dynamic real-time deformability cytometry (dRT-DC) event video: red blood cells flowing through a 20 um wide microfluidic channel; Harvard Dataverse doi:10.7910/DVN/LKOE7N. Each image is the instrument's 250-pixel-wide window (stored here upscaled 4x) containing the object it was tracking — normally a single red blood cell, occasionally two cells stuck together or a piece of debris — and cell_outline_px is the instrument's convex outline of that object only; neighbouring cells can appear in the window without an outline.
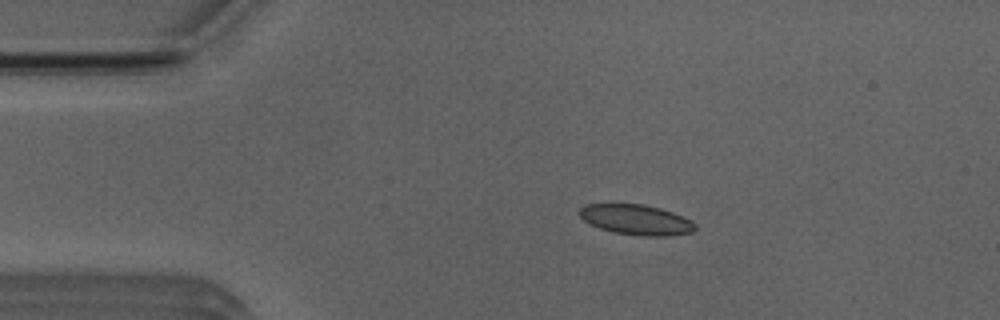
{"species": "Egyptian fruit bat (a non-hibernating species)", "species_latin": "Rousettus aegyptiacus", "temperature_condition": "room temperature", "stored_images_in_passage": 51, "camera_frame_rate_fps": 3000, "um_per_image_px": 0.085, "animal": {"sex": "male"}, "frame": {"image": 1, "passage_image": 8, "time_ms": 2.333, "image_size_px": [1000, 320], "cell_outline_px": [[696, 228], [692, 232], [668, 236], [640, 236], [612, 232], [588, 224], [580, 216], [580, 208], [584, 204], [644, 204], [660, 208], [672, 212], [692, 220], [696, 224]], "centroid_in_image_um": [54.08, 18.68], "position_along_channel_um": 30.9, "area_um2": 20.52}}
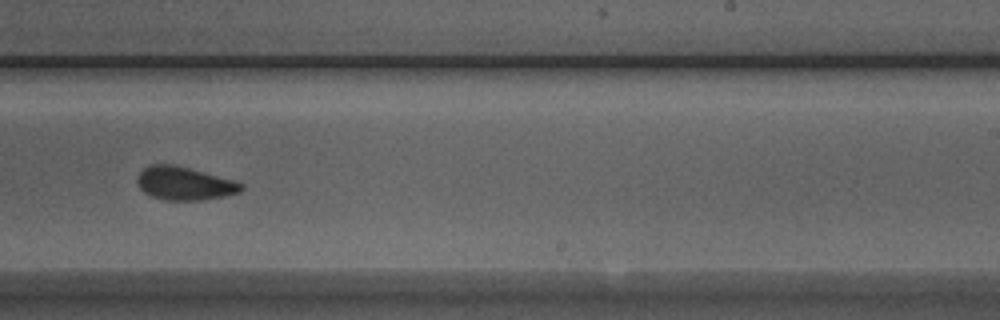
{"frame": {"image": 2, "passage_image": 30, "time_ms": 9.667, "image_size_px": [1000, 320], "cell_outline_px": [[244, 188], [240, 192], [224, 196], [200, 200], [164, 200], [152, 196], [144, 192], [140, 188], [136, 180], [136, 176], [148, 164], [176, 164], [236, 180], [244, 184]], "centroid_in_image_um": [15.69, 15.57], "position_along_channel_um": 273.3, "area_um2": 20.46}}
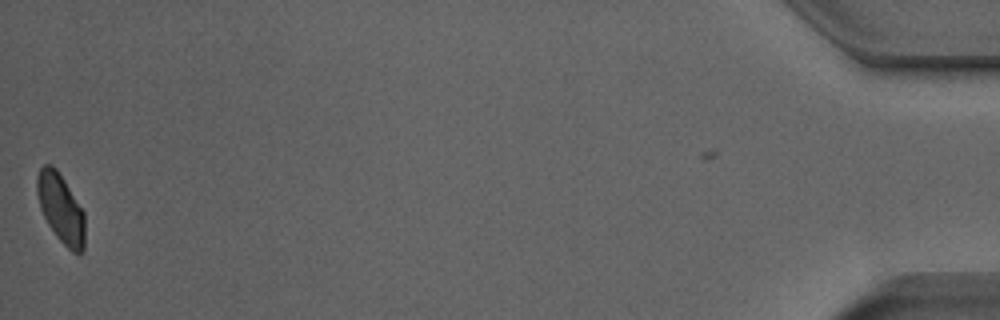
{"frame": {"image": 3, "passage_image": 50, "time_ms": 16.333, "image_size_px": [1000, 320], "cell_outline_px": [[84, 248], [80, 252], [72, 252], [56, 236], [48, 224], [40, 208], [36, 192], [36, 176], [40, 168], [44, 164], [52, 164], [56, 168], [64, 180], [84, 212]], "centroid_in_image_um": [5.14, 17.68], "position_along_channel_um": 430.1, "area_um2": 19.13}, "authors_computed_cell_mechanics": {"area_um2": 20.23, "velocity_mm_per_s": 3.9183, "shape_relaxation_time_tau1_ms": 3.2091, "shape_relaxation_time_tau2_ms": 1.3892, "deformation_change_tau1": 0.0873, "deformation_change_tau2": 0.0587}}